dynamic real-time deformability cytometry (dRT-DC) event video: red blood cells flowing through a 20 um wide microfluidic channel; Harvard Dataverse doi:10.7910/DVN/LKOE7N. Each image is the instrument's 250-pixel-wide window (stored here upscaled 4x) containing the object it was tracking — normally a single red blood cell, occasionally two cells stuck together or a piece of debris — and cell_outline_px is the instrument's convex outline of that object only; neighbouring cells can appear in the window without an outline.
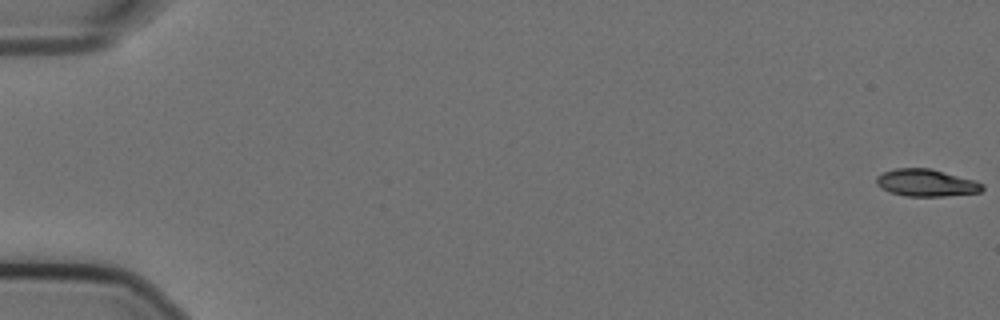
{"species": "Egyptian fruit bat (a non-hibernating species)", "species_latin": "Rousettus aegyptiacus", "temperature_condition": "cold", "stored_images_in_passage": 58, "camera_frame_rate_fps": 3000, "um_per_image_px": 0.085, "animal": {"sex": "female"}, "frame": {"image": 1, "passage_image": 1, "time_ms": 0.0, "image_size_px": [1000, 320], "cell_outline_px": [[984, 188], [980, 192], [944, 196], [904, 196], [892, 192], [876, 184], [876, 176], [884, 172], [896, 168], [932, 168], [976, 180], [984, 184]], "centroid_in_image_um": [78.77, 15.53], "position_along_channel_um": 6.2, "area_um2": 16.82}}
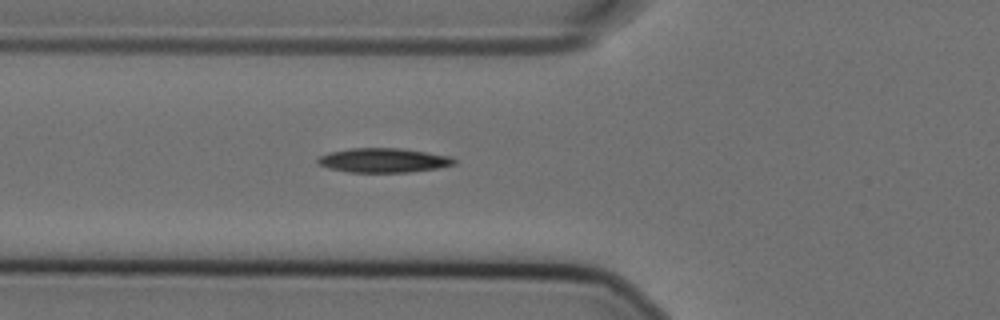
{"frame": {"image": 2, "passage_image": 22, "time_ms": 7.0, "image_size_px": [1000, 320], "cell_outline_px": [[456, 164], [436, 168], [408, 172], [348, 172], [328, 168], [320, 164], [316, 160], [320, 156], [328, 152], [352, 148], [400, 148], [452, 156], [456, 160]], "centroid_in_image_um": [32.6, 13.62], "position_along_channel_um": 93.2, "area_um2": 19.31}}
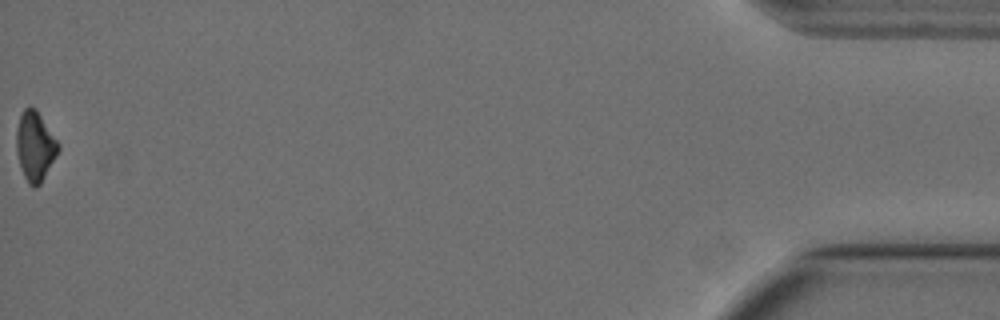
{"frame": {"image": 3, "passage_image": 58, "time_ms": 19.0, "image_size_px": [1000, 320], "cell_outline_px": [[60, 148], [56, 156], [40, 184], [36, 188], [32, 188], [28, 184], [24, 176], [16, 152], [16, 128], [20, 116], [24, 108], [28, 104], [36, 108], [60, 144]], "centroid_in_image_um": [2.97, 12.4], "position_along_channel_um": 432.2, "area_um2": 17.11}}